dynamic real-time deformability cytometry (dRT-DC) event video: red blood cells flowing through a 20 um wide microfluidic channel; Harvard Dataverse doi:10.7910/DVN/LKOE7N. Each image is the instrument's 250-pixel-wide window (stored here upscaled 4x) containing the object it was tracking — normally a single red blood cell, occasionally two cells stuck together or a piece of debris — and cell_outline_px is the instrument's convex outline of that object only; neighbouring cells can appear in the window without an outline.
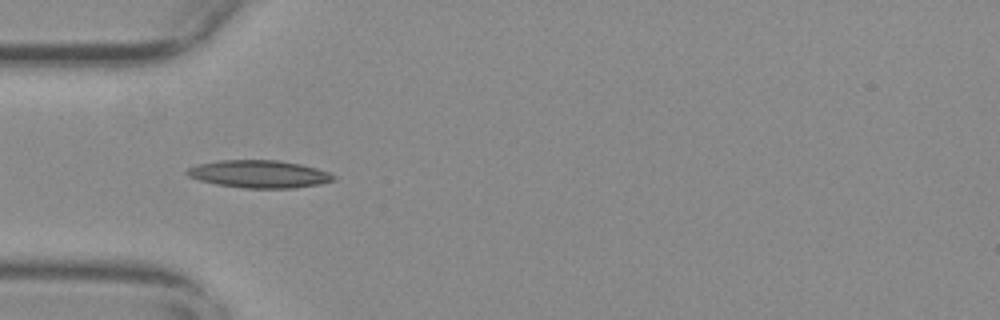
{"species": "common noctule bat (a hibernating species)", "species_latin": "Nyctalus noctula", "temperature_condition": "warm", "stored_images_in_passage": 43, "camera_frame_rate_fps": 3000, "um_per_image_px": 0.085, "animal": {"sex": "female", "body_mass_g": 29.2, "forearm_length_mm": 56.3}, "frame": {"image": 1, "passage_image": 7, "time_ms": 2.0, "image_size_px": [1000, 320], "cell_outline_px": [[336, 180], [320, 184], [292, 188], [244, 188], [216, 184], [200, 180], [188, 176], [184, 172], [188, 168], [200, 164], [220, 160], [276, 160], [300, 164], [316, 168], [328, 172], [336, 176]], "centroid_in_image_um": [22.04, 14.79], "position_along_channel_um": 63.0, "area_um2": 23.47}}
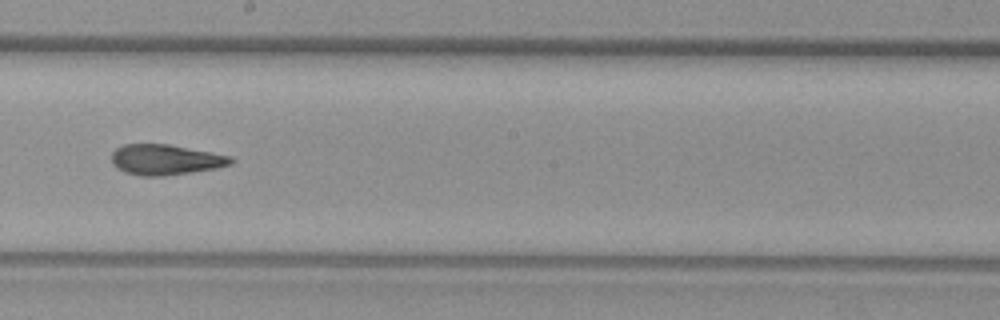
{"frame": {"image": 2, "passage_image": 21, "time_ms": 6.667, "image_size_px": [1000, 320], "cell_outline_px": [[236, 160], [232, 164], [216, 168], [192, 172], [164, 176], [140, 176], [124, 172], [116, 168], [112, 164], [112, 152], [116, 148], [124, 144], [168, 144], [232, 156]], "centroid_in_image_um": [14.07, 13.58], "position_along_channel_um": 234.1, "area_um2": 21.33}}
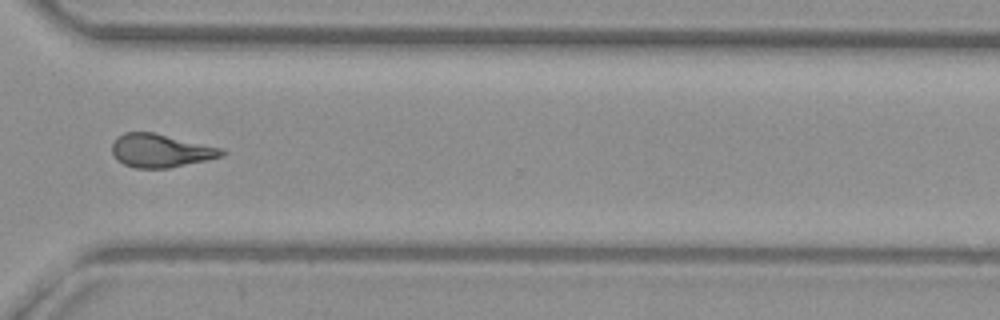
{"frame": {"image": 3, "passage_image": 31, "time_ms": 10.0, "image_size_px": [1000, 320], "cell_outline_px": [[228, 152], [224, 156], [208, 160], [168, 168], [136, 168], [124, 164], [116, 160], [112, 152], [112, 144], [116, 136], [124, 132], [152, 132], [224, 148]], "centroid_in_image_um": [13.68, 12.8], "position_along_channel_um": 356.9, "area_um2": 21.56}, "authors_computed_cell_mechanics": {"area_um2": 21.3282, "velocity_mm_per_s": 3.6869, "shape_relaxation_time_tau1_ms": null, "shape_relaxation_time_tau2_ms": 3.44, "deformation_change_tau1": null, "deformation_change_tau2": 0.134}}